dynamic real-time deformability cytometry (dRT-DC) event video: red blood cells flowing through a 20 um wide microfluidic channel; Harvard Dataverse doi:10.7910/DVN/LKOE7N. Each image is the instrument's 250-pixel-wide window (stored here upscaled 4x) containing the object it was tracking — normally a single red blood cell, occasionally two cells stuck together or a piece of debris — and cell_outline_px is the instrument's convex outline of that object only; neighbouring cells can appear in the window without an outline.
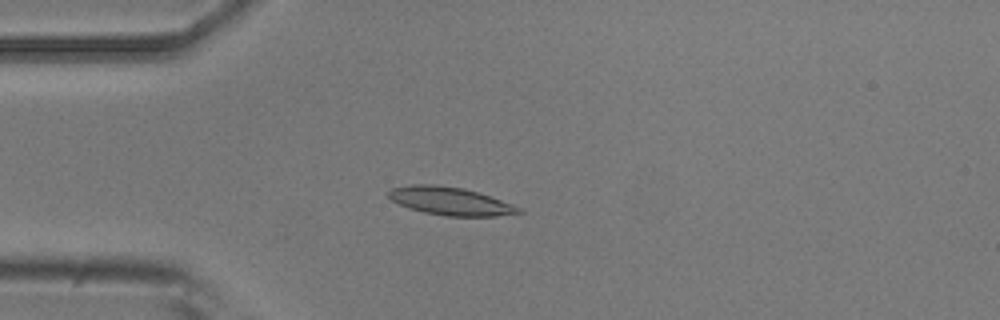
{"species": "common noctule bat (a hibernating species)", "species_latin": "Nyctalus noctula", "temperature_condition": "room temperature", "stored_images_in_passage": 51, "camera_frame_rate_fps": 3000, "um_per_image_px": 0.085, "animal": {"sex": "male", "body_mass_g": 20.5, "forearm_length_mm": 52.5}, "frame": {"image": 1, "passage_image": 13, "time_ms": 4.0, "image_size_px": [1000, 320], "cell_outline_px": [[524, 212], [496, 216], [444, 216], [424, 212], [408, 208], [392, 200], [388, 196], [388, 192], [392, 188], [412, 184], [432, 184], [464, 188], [524, 208]], "centroid_in_image_um": [38.28, 17.1], "position_along_channel_um": 46.7, "area_um2": 21.15}}
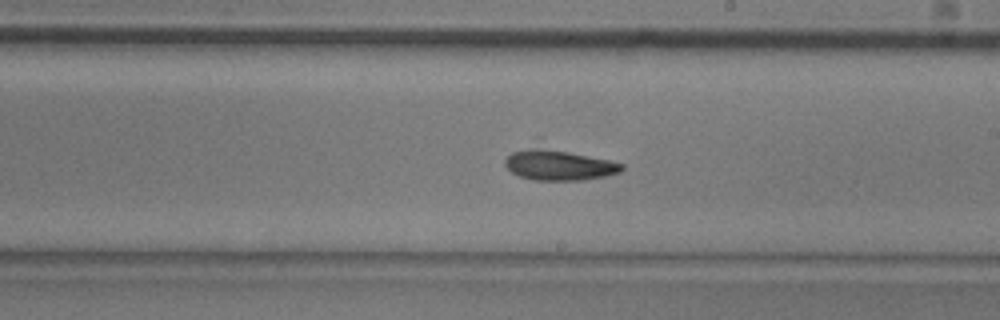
{"frame": {"image": 2, "passage_image": 29, "time_ms": 9.333, "image_size_px": [1000, 320], "cell_outline_px": [[624, 168], [620, 172], [608, 176], [584, 180], [532, 180], [520, 176], [512, 172], [504, 164], [504, 160], [512, 152], [540, 136], [624, 164]], "centroid_in_image_um": [47.49, 13.8], "position_along_channel_um": 241.5, "area_um2": 24.51}}
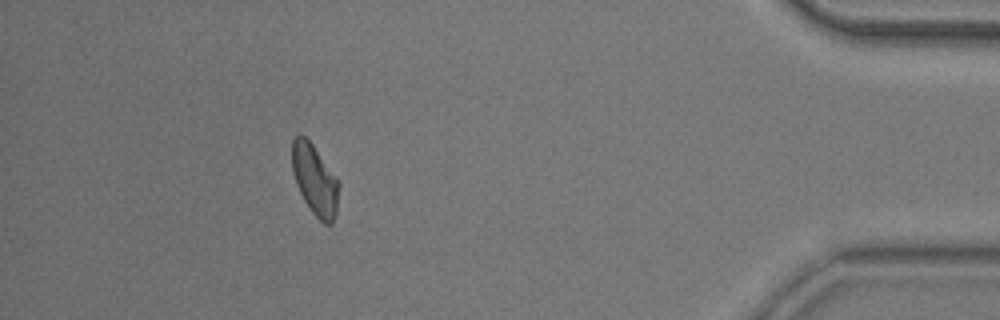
{"frame": {"image": 3, "passage_image": 46, "time_ms": 15.0, "image_size_px": [1000, 320], "cell_outline_px": [[340, 184], [336, 216], [332, 224], [324, 224], [312, 212], [304, 200], [296, 184], [292, 172], [292, 140], [300, 132], [312, 144], [340, 180]], "centroid_in_image_um": [26.78, 15.29], "position_along_channel_um": 408.4, "area_um2": 19.54}}